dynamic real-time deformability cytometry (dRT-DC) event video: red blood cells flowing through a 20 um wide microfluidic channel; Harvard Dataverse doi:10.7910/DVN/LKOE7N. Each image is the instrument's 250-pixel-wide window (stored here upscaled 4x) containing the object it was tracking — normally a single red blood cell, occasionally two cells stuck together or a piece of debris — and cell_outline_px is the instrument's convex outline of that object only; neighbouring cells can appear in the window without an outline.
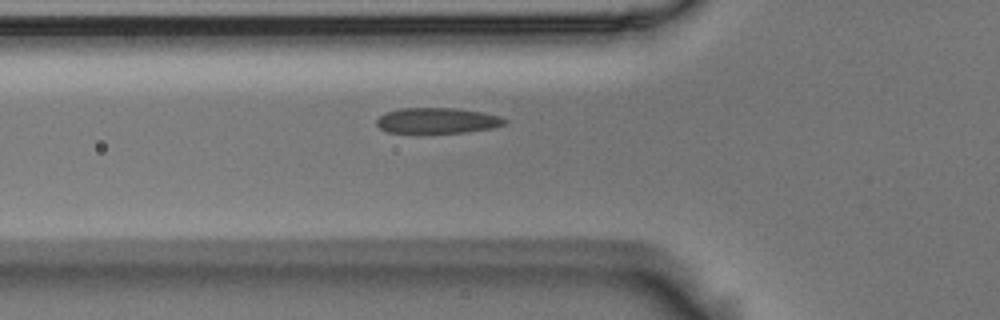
{"species": "Egyptian fruit bat (a non-hibernating species)", "species_latin": "Rousettus aegyptiacus", "temperature_condition": "room temperature", "stored_images_in_passage": 35, "camera_frame_rate_fps": 3000, "um_per_image_px": 0.085, "animal": {"sex": "male"}, "frame": {"image": 1, "passage_image": 2, "time_ms": 0.333, "image_size_px": [1000, 320], "cell_outline_px": [[508, 120], [504, 124], [488, 128], [468, 132], [388, 132], [380, 128], [376, 124], [376, 120], [384, 112], [400, 108], [456, 108], [484, 112], [500, 116]], "centroid_in_image_um": [37.15, 10.23], "position_along_channel_um": 88.6, "area_um2": 18.96}}
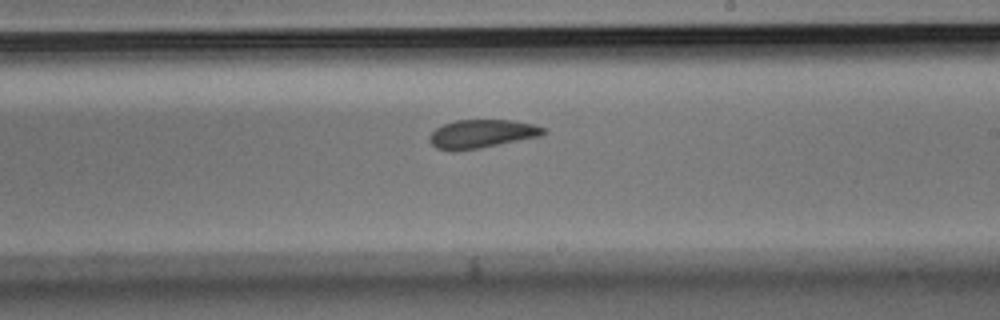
{"frame": {"image": 2, "passage_image": 15, "time_ms": 4.667, "image_size_px": [1000, 320], "cell_outline_px": [[548, 132], [540, 136], [480, 148], [452, 152], [436, 148], [428, 140], [428, 136], [436, 128], [444, 124], [456, 120], [512, 120], [532, 124], [544, 128]], "centroid_in_image_um": [40.91, 11.38], "position_along_channel_um": 248.1, "area_um2": 18.96}}
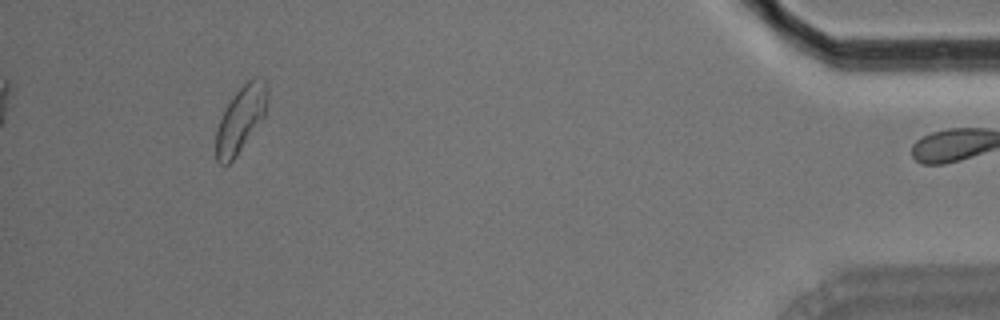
{"frame": {"image": 3, "passage_image": 34, "time_ms": 11.0, "image_size_px": [1000, 320], "cell_outline_px": [[268, 92], [264, 116], [236, 156], [228, 164], [220, 164], [216, 160], [216, 132], [220, 120], [232, 96], [252, 76], [256, 76], [264, 80], [268, 84]], "centroid_in_image_um": [20.47, 10.1], "position_along_channel_um": 414.7, "area_um2": 19.42}}